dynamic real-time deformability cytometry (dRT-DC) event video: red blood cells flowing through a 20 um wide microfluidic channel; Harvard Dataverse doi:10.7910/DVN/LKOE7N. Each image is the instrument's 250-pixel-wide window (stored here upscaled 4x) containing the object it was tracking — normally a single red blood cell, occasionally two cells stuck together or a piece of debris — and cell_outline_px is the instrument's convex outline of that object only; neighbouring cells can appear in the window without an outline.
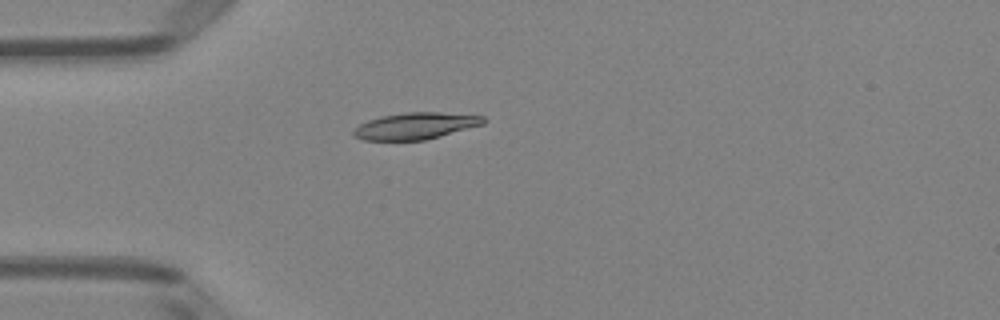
{"species": "Egyptian fruit bat (a non-hibernating species)", "species_latin": "Rousettus aegyptiacus", "temperature_condition": "room temperature", "stored_images_in_passage": 38, "camera_frame_rate_fps": 3000, "um_per_image_px": 0.085, "animal": {"sex": "female"}, "frame": {"image": 1, "passage_image": 1, "time_ms": 0.0, "image_size_px": [1000, 320], "cell_outline_px": [[488, 120], [484, 124], [440, 136], [424, 140], [364, 140], [352, 136], [352, 132], [360, 124], [368, 120], [380, 116], [404, 112], [440, 112], [484, 116]], "centroid_in_image_um": [35.32, 10.69], "position_along_channel_um": 49.7, "area_um2": 20.23}}
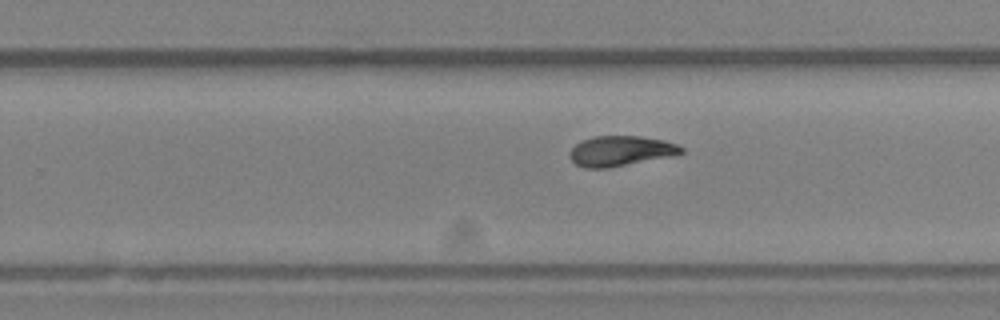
{"frame": {"image": 2, "passage_image": 19, "time_ms": 6.0, "image_size_px": [1000, 320], "cell_outline_px": [[684, 152], [676, 156], [608, 168], [584, 168], [576, 164], [568, 156], [572, 148], [580, 140], [592, 136], [640, 136], [664, 140], [676, 144], [684, 148]], "centroid_in_image_um": [52.78, 12.83], "position_along_channel_um": 277.0, "area_um2": 19.94}}
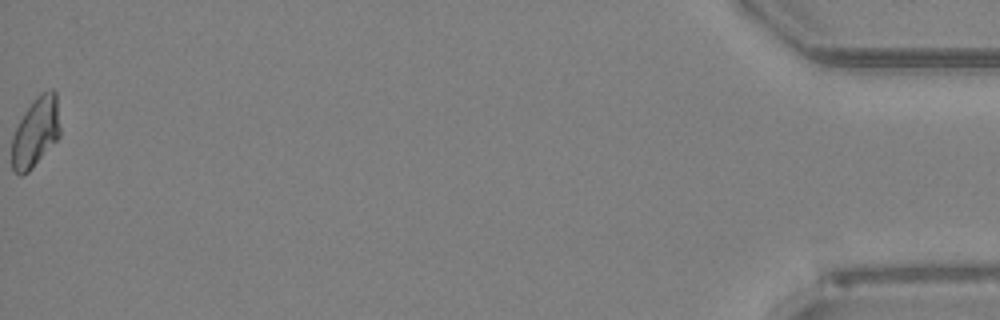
{"frame": {"image": 3, "passage_image": 38, "time_ms": 12.333, "image_size_px": [1000, 320], "cell_outline_px": [[60, 136], [32, 168], [28, 172], [20, 176], [12, 172], [12, 136], [24, 112], [36, 96], [40, 92], [48, 88], [52, 88], [56, 92], [60, 128]], "centroid_in_image_um": [3.03, 11.21], "position_along_channel_um": 432.2, "area_um2": 19.77}, "authors_computed_cell_mechanics": {"area_um2": 19.7965, "velocity_mm_per_s": 4.0055, "shape_relaxation_time_tau1_ms": 6.7993, "shape_relaxation_time_tau2_ms": 3.2328, "deformation_change_tau1": 0.1931, "deformation_change_tau2": 0.0819}}